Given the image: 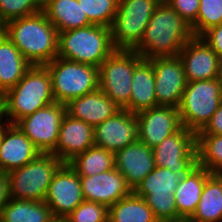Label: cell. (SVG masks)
I'll return each mask as SVG.
<instances>
[{"mask_svg": "<svg viewBox=\"0 0 222 222\" xmlns=\"http://www.w3.org/2000/svg\"><path fill=\"white\" fill-rule=\"evenodd\" d=\"M0 29L32 66H44L57 57L58 31L42 10L10 20Z\"/></svg>", "mask_w": 222, "mask_h": 222, "instance_id": "6da1fadb", "label": "cell"}, {"mask_svg": "<svg viewBox=\"0 0 222 222\" xmlns=\"http://www.w3.org/2000/svg\"><path fill=\"white\" fill-rule=\"evenodd\" d=\"M193 37L190 26L166 2L157 5L141 42L133 49L143 59L174 57Z\"/></svg>", "mask_w": 222, "mask_h": 222, "instance_id": "7a4b0ae2", "label": "cell"}, {"mask_svg": "<svg viewBox=\"0 0 222 222\" xmlns=\"http://www.w3.org/2000/svg\"><path fill=\"white\" fill-rule=\"evenodd\" d=\"M53 102L55 99L48 69L45 66H31L23 78L6 91V120L16 124Z\"/></svg>", "mask_w": 222, "mask_h": 222, "instance_id": "3957f363", "label": "cell"}, {"mask_svg": "<svg viewBox=\"0 0 222 222\" xmlns=\"http://www.w3.org/2000/svg\"><path fill=\"white\" fill-rule=\"evenodd\" d=\"M115 50L111 29L91 24L58 32L57 57L99 67Z\"/></svg>", "mask_w": 222, "mask_h": 222, "instance_id": "277c9868", "label": "cell"}, {"mask_svg": "<svg viewBox=\"0 0 222 222\" xmlns=\"http://www.w3.org/2000/svg\"><path fill=\"white\" fill-rule=\"evenodd\" d=\"M44 66L51 76L55 102L66 105L99 89L98 67L59 57Z\"/></svg>", "mask_w": 222, "mask_h": 222, "instance_id": "5b68a950", "label": "cell"}, {"mask_svg": "<svg viewBox=\"0 0 222 222\" xmlns=\"http://www.w3.org/2000/svg\"><path fill=\"white\" fill-rule=\"evenodd\" d=\"M221 102L220 78L187 82L178 107L182 126L195 133L201 131Z\"/></svg>", "mask_w": 222, "mask_h": 222, "instance_id": "8992f818", "label": "cell"}, {"mask_svg": "<svg viewBox=\"0 0 222 222\" xmlns=\"http://www.w3.org/2000/svg\"><path fill=\"white\" fill-rule=\"evenodd\" d=\"M63 164L54 154L41 153L23 167L7 173L10 198L44 201L51 180Z\"/></svg>", "mask_w": 222, "mask_h": 222, "instance_id": "52a82bcc", "label": "cell"}, {"mask_svg": "<svg viewBox=\"0 0 222 222\" xmlns=\"http://www.w3.org/2000/svg\"><path fill=\"white\" fill-rule=\"evenodd\" d=\"M161 0H119L112 23L111 39L115 49L133 50L144 35L154 10Z\"/></svg>", "mask_w": 222, "mask_h": 222, "instance_id": "ba28073f", "label": "cell"}, {"mask_svg": "<svg viewBox=\"0 0 222 222\" xmlns=\"http://www.w3.org/2000/svg\"><path fill=\"white\" fill-rule=\"evenodd\" d=\"M142 59L135 50L115 49L98 67L99 89L121 109L130 102L133 71Z\"/></svg>", "mask_w": 222, "mask_h": 222, "instance_id": "9c48e42d", "label": "cell"}, {"mask_svg": "<svg viewBox=\"0 0 222 222\" xmlns=\"http://www.w3.org/2000/svg\"><path fill=\"white\" fill-rule=\"evenodd\" d=\"M184 175L155 166L133 191L140 196L160 220H176L178 214L174 194Z\"/></svg>", "mask_w": 222, "mask_h": 222, "instance_id": "30bf717a", "label": "cell"}, {"mask_svg": "<svg viewBox=\"0 0 222 222\" xmlns=\"http://www.w3.org/2000/svg\"><path fill=\"white\" fill-rule=\"evenodd\" d=\"M152 149L157 167L187 175L198 166L196 133L185 127Z\"/></svg>", "mask_w": 222, "mask_h": 222, "instance_id": "8fae6325", "label": "cell"}, {"mask_svg": "<svg viewBox=\"0 0 222 222\" xmlns=\"http://www.w3.org/2000/svg\"><path fill=\"white\" fill-rule=\"evenodd\" d=\"M66 105L53 102L33 114L20 119L16 125L44 154H51L57 145L61 121Z\"/></svg>", "mask_w": 222, "mask_h": 222, "instance_id": "7c38bea8", "label": "cell"}, {"mask_svg": "<svg viewBox=\"0 0 222 222\" xmlns=\"http://www.w3.org/2000/svg\"><path fill=\"white\" fill-rule=\"evenodd\" d=\"M55 219H65L84 201L80 176L64 163L55 173L44 199Z\"/></svg>", "mask_w": 222, "mask_h": 222, "instance_id": "4fadbf2b", "label": "cell"}, {"mask_svg": "<svg viewBox=\"0 0 222 222\" xmlns=\"http://www.w3.org/2000/svg\"><path fill=\"white\" fill-rule=\"evenodd\" d=\"M155 76L157 106L179 107L187 80L180 57H157L150 59Z\"/></svg>", "mask_w": 222, "mask_h": 222, "instance_id": "5bb4252c", "label": "cell"}, {"mask_svg": "<svg viewBox=\"0 0 222 222\" xmlns=\"http://www.w3.org/2000/svg\"><path fill=\"white\" fill-rule=\"evenodd\" d=\"M139 131L136 114L121 109L94 127V145L115 153L138 141Z\"/></svg>", "mask_w": 222, "mask_h": 222, "instance_id": "9a60e30c", "label": "cell"}, {"mask_svg": "<svg viewBox=\"0 0 222 222\" xmlns=\"http://www.w3.org/2000/svg\"><path fill=\"white\" fill-rule=\"evenodd\" d=\"M187 82L220 77L221 58L201 38L193 36L179 52Z\"/></svg>", "mask_w": 222, "mask_h": 222, "instance_id": "2e32d148", "label": "cell"}, {"mask_svg": "<svg viewBox=\"0 0 222 222\" xmlns=\"http://www.w3.org/2000/svg\"><path fill=\"white\" fill-rule=\"evenodd\" d=\"M136 117L140 123L138 141L150 148L183 127L178 108L174 106L158 105L137 113Z\"/></svg>", "mask_w": 222, "mask_h": 222, "instance_id": "e0dca14e", "label": "cell"}, {"mask_svg": "<svg viewBox=\"0 0 222 222\" xmlns=\"http://www.w3.org/2000/svg\"><path fill=\"white\" fill-rule=\"evenodd\" d=\"M80 182L85 201L108 208L133 192L116 168L93 176H80Z\"/></svg>", "mask_w": 222, "mask_h": 222, "instance_id": "ac0fdd59", "label": "cell"}, {"mask_svg": "<svg viewBox=\"0 0 222 222\" xmlns=\"http://www.w3.org/2000/svg\"><path fill=\"white\" fill-rule=\"evenodd\" d=\"M114 161L132 191L155 168L153 149L140 141L116 151Z\"/></svg>", "mask_w": 222, "mask_h": 222, "instance_id": "d6986e66", "label": "cell"}, {"mask_svg": "<svg viewBox=\"0 0 222 222\" xmlns=\"http://www.w3.org/2000/svg\"><path fill=\"white\" fill-rule=\"evenodd\" d=\"M93 145L94 127L66 113L60 124L57 145L51 154L68 163Z\"/></svg>", "mask_w": 222, "mask_h": 222, "instance_id": "ffe728a7", "label": "cell"}, {"mask_svg": "<svg viewBox=\"0 0 222 222\" xmlns=\"http://www.w3.org/2000/svg\"><path fill=\"white\" fill-rule=\"evenodd\" d=\"M41 152L18 128L8 124L0 139V170L9 173L36 159Z\"/></svg>", "mask_w": 222, "mask_h": 222, "instance_id": "44dd1931", "label": "cell"}, {"mask_svg": "<svg viewBox=\"0 0 222 222\" xmlns=\"http://www.w3.org/2000/svg\"><path fill=\"white\" fill-rule=\"evenodd\" d=\"M121 108L100 89L75 98L66 104V113L95 127Z\"/></svg>", "mask_w": 222, "mask_h": 222, "instance_id": "7402d4cb", "label": "cell"}, {"mask_svg": "<svg viewBox=\"0 0 222 222\" xmlns=\"http://www.w3.org/2000/svg\"><path fill=\"white\" fill-rule=\"evenodd\" d=\"M131 89L130 102L123 109L137 114L157 106L155 76L150 60L142 59L135 66Z\"/></svg>", "mask_w": 222, "mask_h": 222, "instance_id": "603a6c76", "label": "cell"}, {"mask_svg": "<svg viewBox=\"0 0 222 222\" xmlns=\"http://www.w3.org/2000/svg\"><path fill=\"white\" fill-rule=\"evenodd\" d=\"M42 11L58 32L92 24L78 0H42Z\"/></svg>", "mask_w": 222, "mask_h": 222, "instance_id": "cb8c5ba5", "label": "cell"}, {"mask_svg": "<svg viewBox=\"0 0 222 222\" xmlns=\"http://www.w3.org/2000/svg\"><path fill=\"white\" fill-rule=\"evenodd\" d=\"M32 65L0 29V88H13Z\"/></svg>", "mask_w": 222, "mask_h": 222, "instance_id": "d4e9b609", "label": "cell"}, {"mask_svg": "<svg viewBox=\"0 0 222 222\" xmlns=\"http://www.w3.org/2000/svg\"><path fill=\"white\" fill-rule=\"evenodd\" d=\"M211 173L199 165L183 179L176 188L174 198L181 218H191L201 198L206 178Z\"/></svg>", "mask_w": 222, "mask_h": 222, "instance_id": "484cf974", "label": "cell"}, {"mask_svg": "<svg viewBox=\"0 0 222 222\" xmlns=\"http://www.w3.org/2000/svg\"><path fill=\"white\" fill-rule=\"evenodd\" d=\"M192 220L196 222H222V175L210 174Z\"/></svg>", "mask_w": 222, "mask_h": 222, "instance_id": "4316f807", "label": "cell"}, {"mask_svg": "<svg viewBox=\"0 0 222 222\" xmlns=\"http://www.w3.org/2000/svg\"><path fill=\"white\" fill-rule=\"evenodd\" d=\"M55 218L45 201L10 198L0 214V222H53Z\"/></svg>", "mask_w": 222, "mask_h": 222, "instance_id": "83f0119b", "label": "cell"}, {"mask_svg": "<svg viewBox=\"0 0 222 222\" xmlns=\"http://www.w3.org/2000/svg\"><path fill=\"white\" fill-rule=\"evenodd\" d=\"M108 222H158L145 201L134 192L109 207Z\"/></svg>", "mask_w": 222, "mask_h": 222, "instance_id": "f1b7e54d", "label": "cell"}, {"mask_svg": "<svg viewBox=\"0 0 222 222\" xmlns=\"http://www.w3.org/2000/svg\"><path fill=\"white\" fill-rule=\"evenodd\" d=\"M68 164L79 176H93L115 168L114 153L93 145Z\"/></svg>", "mask_w": 222, "mask_h": 222, "instance_id": "f546056e", "label": "cell"}, {"mask_svg": "<svg viewBox=\"0 0 222 222\" xmlns=\"http://www.w3.org/2000/svg\"><path fill=\"white\" fill-rule=\"evenodd\" d=\"M198 165L222 175V135H196Z\"/></svg>", "mask_w": 222, "mask_h": 222, "instance_id": "4dcf8cb0", "label": "cell"}, {"mask_svg": "<svg viewBox=\"0 0 222 222\" xmlns=\"http://www.w3.org/2000/svg\"><path fill=\"white\" fill-rule=\"evenodd\" d=\"M119 0H78L88 20L95 25L110 28L114 21Z\"/></svg>", "mask_w": 222, "mask_h": 222, "instance_id": "1f68e13d", "label": "cell"}, {"mask_svg": "<svg viewBox=\"0 0 222 222\" xmlns=\"http://www.w3.org/2000/svg\"><path fill=\"white\" fill-rule=\"evenodd\" d=\"M219 24H222V0H199L197 19L190 27L192 35L200 37Z\"/></svg>", "mask_w": 222, "mask_h": 222, "instance_id": "d6a6232c", "label": "cell"}, {"mask_svg": "<svg viewBox=\"0 0 222 222\" xmlns=\"http://www.w3.org/2000/svg\"><path fill=\"white\" fill-rule=\"evenodd\" d=\"M42 10V0H0V27L6 22L36 14Z\"/></svg>", "mask_w": 222, "mask_h": 222, "instance_id": "836d02e7", "label": "cell"}, {"mask_svg": "<svg viewBox=\"0 0 222 222\" xmlns=\"http://www.w3.org/2000/svg\"><path fill=\"white\" fill-rule=\"evenodd\" d=\"M109 208L103 204L83 201L64 220V222H108Z\"/></svg>", "mask_w": 222, "mask_h": 222, "instance_id": "e575fe53", "label": "cell"}, {"mask_svg": "<svg viewBox=\"0 0 222 222\" xmlns=\"http://www.w3.org/2000/svg\"><path fill=\"white\" fill-rule=\"evenodd\" d=\"M191 27L197 19L199 0H165Z\"/></svg>", "mask_w": 222, "mask_h": 222, "instance_id": "d590c367", "label": "cell"}, {"mask_svg": "<svg viewBox=\"0 0 222 222\" xmlns=\"http://www.w3.org/2000/svg\"><path fill=\"white\" fill-rule=\"evenodd\" d=\"M200 37L222 58V24L208 29Z\"/></svg>", "mask_w": 222, "mask_h": 222, "instance_id": "8d00e7d4", "label": "cell"}, {"mask_svg": "<svg viewBox=\"0 0 222 222\" xmlns=\"http://www.w3.org/2000/svg\"><path fill=\"white\" fill-rule=\"evenodd\" d=\"M196 135H222V102L213 113L210 121Z\"/></svg>", "mask_w": 222, "mask_h": 222, "instance_id": "74e56055", "label": "cell"}, {"mask_svg": "<svg viewBox=\"0 0 222 222\" xmlns=\"http://www.w3.org/2000/svg\"><path fill=\"white\" fill-rule=\"evenodd\" d=\"M10 199L9 180L7 173L0 170V214Z\"/></svg>", "mask_w": 222, "mask_h": 222, "instance_id": "f35d334b", "label": "cell"}, {"mask_svg": "<svg viewBox=\"0 0 222 222\" xmlns=\"http://www.w3.org/2000/svg\"><path fill=\"white\" fill-rule=\"evenodd\" d=\"M6 92L0 88V120H6Z\"/></svg>", "mask_w": 222, "mask_h": 222, "instance_id": "ab89813d", "label": "cell"}, {"mask_svg": "<svg viewBox=\"0 0 222 222\" xmlns=\"http://www.w3.org/2000/svg\"><path fill=\"white\" fill-rule=\"evenodd\" d=\"M9 124L7 120H0V139L5 127Z\"/></svg>", "mask_w": 222, "mask_h": 222, "instance_id": "60d3db41", "label": "cell"}, {"mask_svg": "<svg viewBox=\"0 0 222 222\" xmlns=\"http://www.w3.org/2000/svg\"><path fill=\"white\" fill-rule=\"evenodd\" d=\"M158 222H182V218L176 220H160Z\"/></svg>", "mask_w": 222, "mask_h": 222, "instance_id": "b9f144b4", "label": "cell"}, {"mask_svg": "<svg viewBox=\"0 0 222 222\" xmlns=\"http://www.w3.org/2000/svg\"><path fill=\"white\" fill-rule=\"evenodd\" d=\"M182 222H196L192 220L191 218H182Z\"/></svg>", "mask_w": 222, "mask_h": 222, "instance_id": "7bdbcfd3", "label": "cell"}, {"mask_svg": "<svg viewBox=\"0 0 222 222\" xmlns=\"http://www.w3.org/2000/svg\"><path fill=\"white\" fill-rule=\"evenodd\" d=\"M219 78L222 83V58H221L220 77Z\"/></svg>", "mask_w": 222, "mask_h": 222, "instance_id": "ee69618b", "label": "cell"}, {"mask_svg": "<svg viewBox=\"0 0 222 222\" xmlns=\"http://www.w3.org/2000/svg\"><path fill=\"white\" fill-rule=\"evenodd\" d=\"M53 222H64L62 219H55Z\"/></svg>", "mask_w": 222, "mask_h": 222, "instance_id": "f6af8a7d", "label": "cell"}]
</instances>
